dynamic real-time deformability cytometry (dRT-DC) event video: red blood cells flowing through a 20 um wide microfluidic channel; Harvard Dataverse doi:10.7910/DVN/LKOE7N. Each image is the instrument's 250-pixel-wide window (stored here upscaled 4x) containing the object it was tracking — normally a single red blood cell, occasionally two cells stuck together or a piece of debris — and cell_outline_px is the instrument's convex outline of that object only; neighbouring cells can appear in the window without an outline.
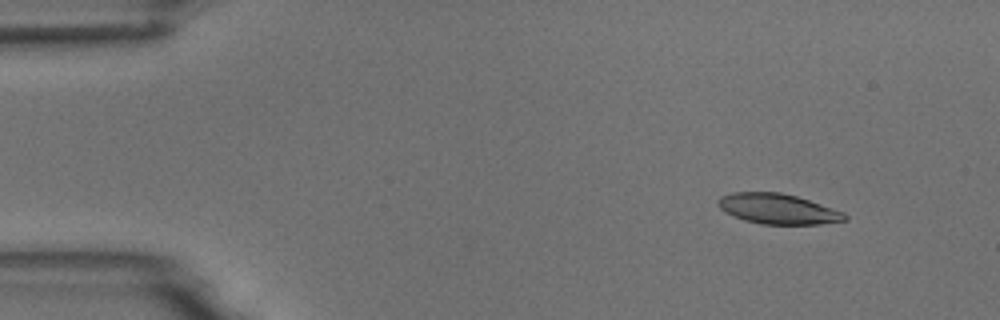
{"species": "common noctule bat (a hibernating species)", "species_latin": "Nyctalus noctula", "temperature_condition": "room temperature", "stored_images_in_passage": 4, "camera_frame_rate_fps": 3000, "um_per_image_px": 0.085, "animal": {"sex": "male", "body_mass_g": 18.8}, "frame": {"image": 1, "passage_image": 2, "time_ms": 1.333, "image_size_px": [1000, 320], "cell_outline_px": [[848, 220], [820, 224], [764, 224], [744, 220], [732, 216], [724, 212], [720, 208], [716, 200], [720, 196], [732, 192], [780, 192], [796, 196], [844, 212], [848, 216]], "centroid_in_image_um": [66.09, 17.75], "position_along_channel_um": 18.9, "area_um2": 22.37}}
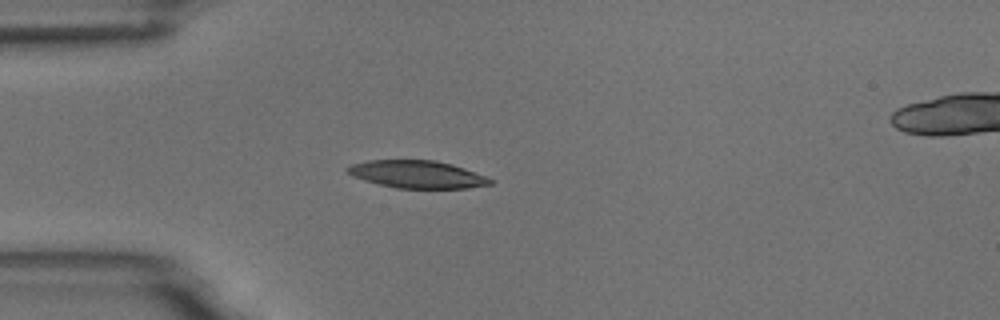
{"frame": {"image": 2, "passage_image": 4, "time_ms": 4.333, "image_size_px": [1000, 320], "cell_outline_px": [[492, 184], [468, 188], [396, 188], [364, 180], [352, 176], [344, 168], [352, 164], [368, 160], [436, 160], [452, 164], [464, 168], [484, 176], [492, 180]], "centroid_in_image_um": [35.43, 14.81], "position_along_channel_um": 49.6, "area_um2": 22.77}}